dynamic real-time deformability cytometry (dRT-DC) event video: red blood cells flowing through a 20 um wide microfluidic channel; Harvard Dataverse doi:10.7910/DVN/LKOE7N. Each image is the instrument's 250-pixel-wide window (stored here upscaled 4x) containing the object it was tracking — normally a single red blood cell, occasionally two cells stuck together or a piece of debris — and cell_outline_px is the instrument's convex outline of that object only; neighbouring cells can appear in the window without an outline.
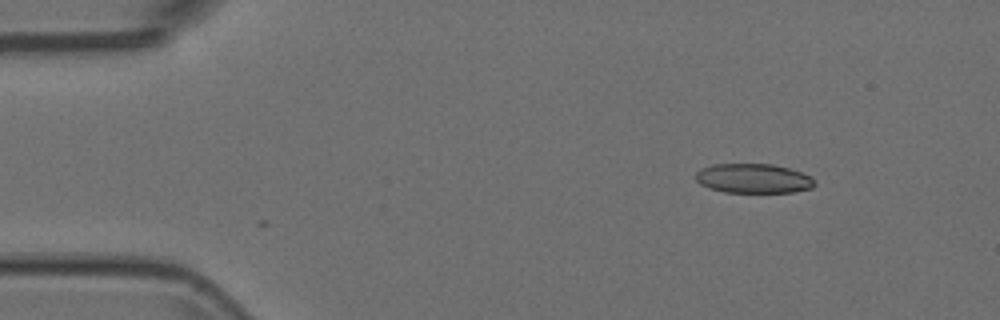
{"species": "Egyptian fruit bat (a non-hibernating species)", "species_latin": "Rousettus aegyptiacus", "temperature_condition": "room temperature", "stored_images_in_passage": 2, "camera_frame_rate_fps": 3000, "um_per_image_px": 0.085, "animal": {"sex": "female"}, "frame": {"image": 1, "passage_image": 1, "time_ms": 0.0, "image_size_px": [1000, 320], "cell_outline_px": [[816, 184], [812, 188], [792, 192], [724, 192], [708, 188], [700, 184], [696, 180], [696, 172], [712, 164], [772, 164], [788, 168], [812, 176], [816, 180]], "centroid_in_image_um": [64.06, 15.17], "position_along_channel_um": 20.9, "area_um2": 20.46}}